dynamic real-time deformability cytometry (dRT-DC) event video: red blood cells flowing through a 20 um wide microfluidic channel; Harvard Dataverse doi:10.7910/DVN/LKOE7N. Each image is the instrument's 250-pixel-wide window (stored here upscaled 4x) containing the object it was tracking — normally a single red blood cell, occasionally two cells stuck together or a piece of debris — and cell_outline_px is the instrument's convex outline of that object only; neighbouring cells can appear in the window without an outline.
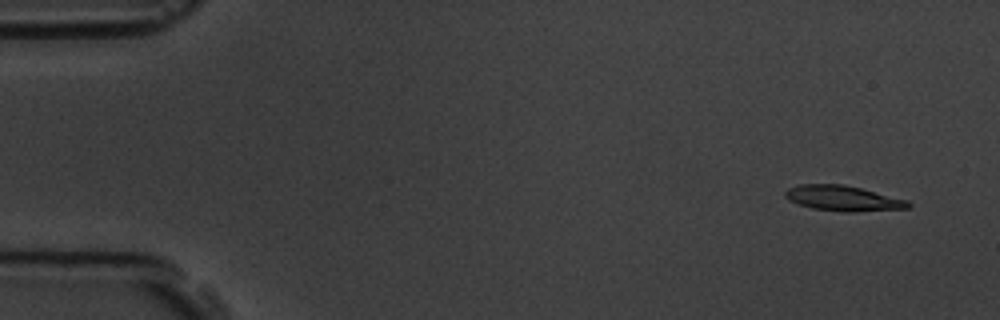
{"species": "common noctule bat (a hibernating species)", "species_latin": "Nyctalus noctula", "temperature_condition": "room temperature", "stored_images_in_passage": 4, "camera_frame_rate_fps": 3000, "um_per_image_px": 0.085, "animal": {"sex": "male", "body_mass_g": 19.5, "forearm_length_mm": 54.6}, "frame": {"image": 1, "passage_image": 1, "time_ms": 0.0, "image_size_px": [1000, 320], "cell_outline_px": [[912, 204], [908, 208], [852, 212], [848, 212], [812, 208], [788, 200], [784, 196], [784, 192], [788, 188], [800, 184], [844, 184], [908, 200]], "centroid_in_image_um": [71.65, 16.85], "position_along_channel_um": 13.4, "area_um2": 18.03}}